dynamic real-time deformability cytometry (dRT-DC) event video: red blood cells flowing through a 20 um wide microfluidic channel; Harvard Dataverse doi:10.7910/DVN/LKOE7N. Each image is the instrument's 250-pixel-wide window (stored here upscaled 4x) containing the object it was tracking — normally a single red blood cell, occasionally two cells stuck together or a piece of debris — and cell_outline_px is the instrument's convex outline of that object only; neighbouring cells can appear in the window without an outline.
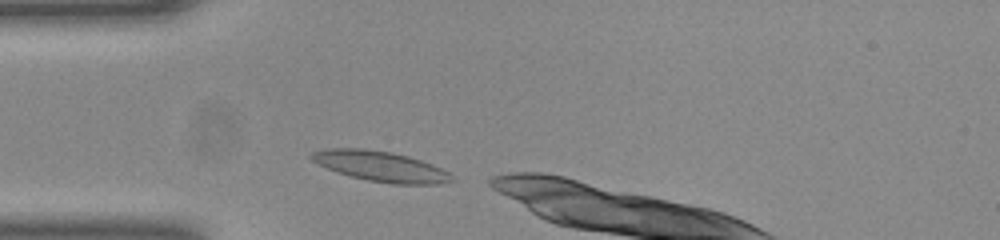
{"species": "common noctule bat (a hibernating species)", "species_latin": "Nyctalus noctula", "temperature_condition": "room temperature", "stored_images_in_passage": 12, "camera_frame_rate_fps": 3000, "um_per_image_px": 0.085, "animal": {"sex": "female", "body_mass_g": 23.0, "forearm_length_mm": 53.4}, "frame": {"image": 1, "passage_image": 1, "time_ms": 0.0, "image_size_px": [1000, 240], "cell_outline_px": [[452, 180], [436, 184], [392, 184], [368, 180], [352, 176], [328, 168], [312, 160], [308, 156], [312, 152], [332, 148], [360, 148], [388, 152], [408, 156], [432, 164], [448, 172]], "centroid_in_image_um": [32.34, 14.13], "position_along_channel_um": 52.7, "area_um2": 24.1}}
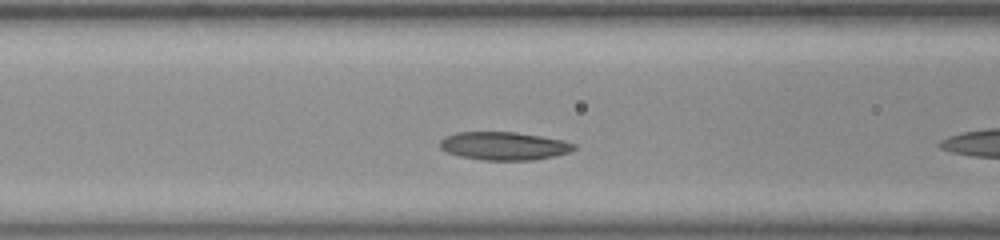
{"frame": {"image": 2, "passage_image": 7, "time_ms": 2.0, "image_size_px": [1000, 240], "cell_outline_px": [[576, 148], [568, 152], [552, 156], [532, 160], [484, 160], [460, 156], [448, 152], [440, 148], [440, 140], [456, 132], [516, 132], [564, 140], [576, 144]], "centroid_in_image_um": [42.85, 12.4], "position_along_channel_um": 123.8, "area_um2": 21.79}}
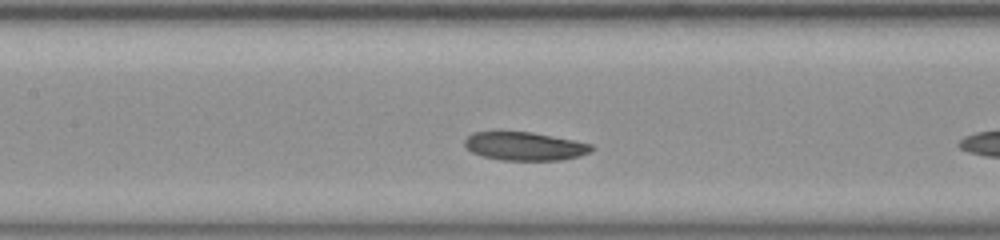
{"frame": {"image": 3, "passage_image": 10, "time_ms": 3.0, "image_size_px": [1000, 240], "cell_outline_px": [[592, 152], [564, 160], [500, 160], [484, 156], [472, 152], [464, 144], [464, 140], [472, 132], [532, 132], [592, 144]], "centroid_in_image_um": [44.61, 12.43], "position_along_channel_um": 162.8, "area_um2": 20.81}}